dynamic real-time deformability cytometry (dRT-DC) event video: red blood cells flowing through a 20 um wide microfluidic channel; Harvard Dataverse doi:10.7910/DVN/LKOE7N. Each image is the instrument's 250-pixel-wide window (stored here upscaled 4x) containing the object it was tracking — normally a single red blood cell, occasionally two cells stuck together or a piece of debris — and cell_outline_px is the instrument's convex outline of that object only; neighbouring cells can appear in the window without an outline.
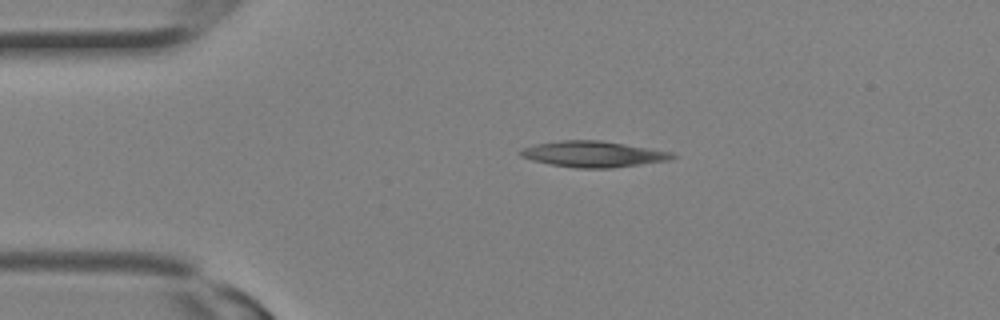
{"species": "Egyptian fruit bat (a non-hibernating species)", "species_latin": "Rousettus aegyptiacus", "temperature_condition": "room temperature", "stored_images_in_passage": 7, "camera_frame_rate_fps": 3000, "um_per_image_px": 0.085, "animal": {"sex": "female"}, "frame": {"image": 1, "passage_image": 1, "time_ms": 0.0, "image_size_px": [1000, 320], "cell_outline_px": [[676, 156], [668, 160], [612, 168], [576, 168], [552, 164], [532, 160], [520, 156], [516, 152], [524, 148], [536, 144], [560, 140], [600, 140], [672, 152]], "centroid_in_image_um": [50.38, 13.1], "position_along_channel_um": 34.6, "area_um2": 22.72}}
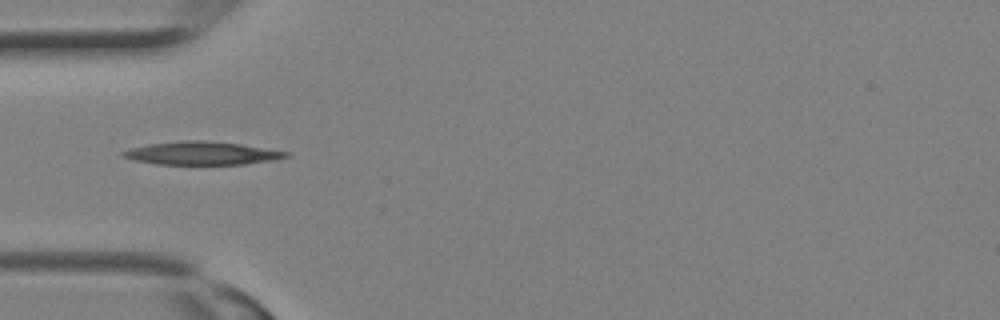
{"frame": {"image": 2, "passage_image": 4, "time_ms": 1.0, "image_size_px": [1000, 320], "cell_outline_px": [[292, 156], [276, 160], [244, 164], [156, 164], [136, 160], [120, 156], [120, 152], [132, 148], [148, 144], [184, 140], [200, 140], [240, 144], [292, 152]], "centroid_in_image_um": [17.22, 13.02], "position_along_channel_um": 67.8, "area_um2": 22.02}}
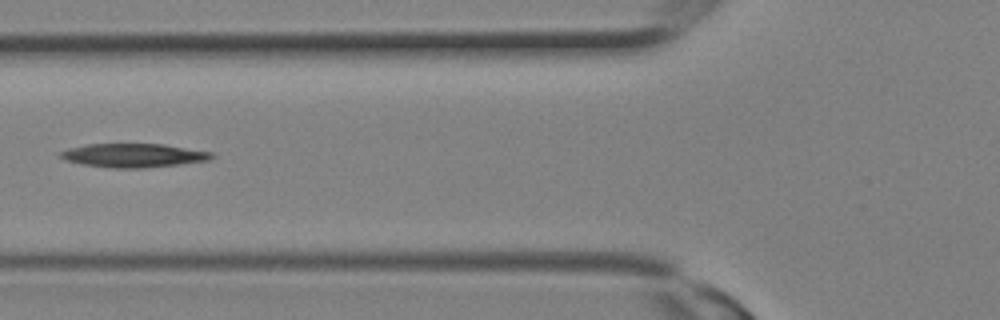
{"frame": {"image": 3, "passage_image": 6, "time_ms": 1.667, "image_size_px": [1000, 320], "cell_outline_px": [[216, 156], [208, 160], [180, 164], [144, 168], [112, 168], [84, 164], [68, 160], [60, 156], [60, 152], [68, 148], [88, 144], [164, 144], [212, 152]], "centroid_in_image_um": [11.39, 13.2], "position_along_channel_um": 114.4, "area_um2": 20.75}}